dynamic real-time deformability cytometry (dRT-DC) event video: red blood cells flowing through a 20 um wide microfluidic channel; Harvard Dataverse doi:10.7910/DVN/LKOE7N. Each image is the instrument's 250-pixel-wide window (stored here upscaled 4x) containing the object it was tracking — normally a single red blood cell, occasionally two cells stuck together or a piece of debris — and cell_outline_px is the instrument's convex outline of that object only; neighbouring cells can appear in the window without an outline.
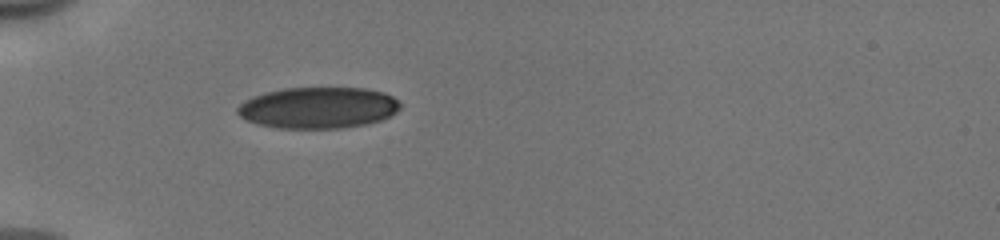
{"species": "human", "species_latin": "Homo sapiens", "temperature_condition": "cold", "stored_images_in_passage": 36, "camera_frame_rate_fps": 3000, "um_per_image_px": 0.085, "donor": {"sex": "male"}, "frame": {"image": 1, "passage_image": 1, "time_ms": 0.0, "image_size_px": [1000, 240], "cell_outline_px": [[400, 108], [396, 112], [380, 120], [364, 124], [340, 128], [276, 128], [244, 120], [236, 112], [236, 108], [244, 100], [252, 96], [284, 88], [364, 88], [384, 92], [392, 96], [400, 104]], "centroid_in_image_um": [27.01, 9.15], "position_along_channel_um": 58.0, "area_um2": 39.07}}
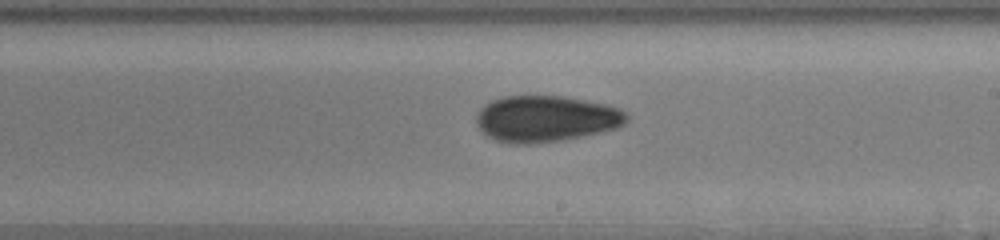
{"frame": {"image": 2, "passage_image": 16, "time_ms": 5.0, "image_size_px": [1000, 240], "cell_outline_px": [[628, 120], [624, 124], [616, 128], [600, 132], [564, 140], [532, 144], [508, 144], [496, 140], [488, 136], [476, 124], [476, 112], [484, 104], [492, 100], [504, 96], [564, 96], [608, 104], [620, 108], [628, 112]], "centroid_in_image_um": [46.41, 10.09], "position_along_channel_um": 242.6, "area_um2": 40.98}}
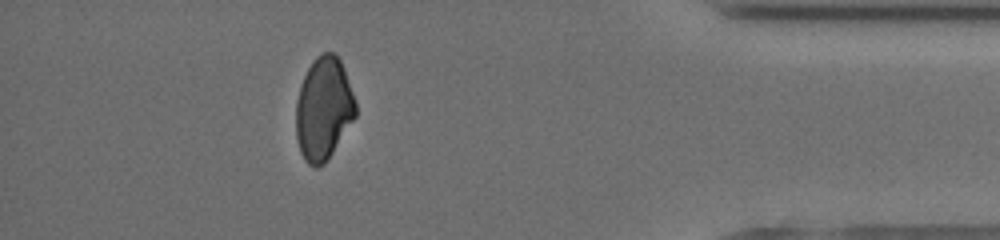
{"frame": {"image": 3, "passage_image": 31, "time_ms": 10.0, "image_size_px": [1000, 240], "cell_outline_px": [[356, 116], [324, 164], [316, 168], [308, 164], [304, 160], [300, 152], [296, 136], [296, 100], [300, 84], [312, 60], [320, 52], [336, 52], [344, 68], [356, 104]], "centroid_in_image_um": [27.48, 9.22], "position_along_channel_um": 407.7, "area_um2": 35.84}, "authors_computed_cell_mechanics": {"area_um2": 39.1884, "velocity_mm_per_s": 3.9892, "shape_relaxation_time_tau1_ms": null, "shape_relaxation_time_tau2_ms": 3.2004, "deformation_change_tau1": null, "deformation_change_tau2": 0.083}}